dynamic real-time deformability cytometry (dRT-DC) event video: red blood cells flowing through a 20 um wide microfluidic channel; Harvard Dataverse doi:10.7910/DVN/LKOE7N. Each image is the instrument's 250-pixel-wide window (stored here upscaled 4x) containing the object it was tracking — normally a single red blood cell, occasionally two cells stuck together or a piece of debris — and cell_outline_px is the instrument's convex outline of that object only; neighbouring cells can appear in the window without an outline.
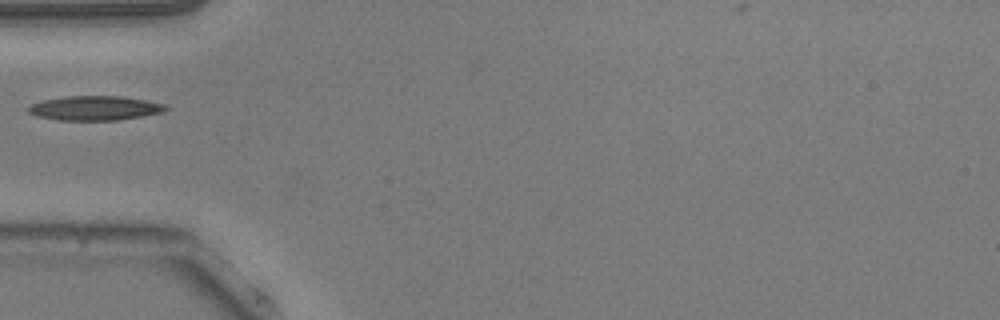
{"species": "common noctule bat (a hibernating species)", "species_latin": "Nyctalus noctula", "temperature_condition": "warm", "stored_images_in_passage": 37, "camera_frame_rate_fps": 3000, "um_per_image_px": 0.085, "animal": {"sex": "male", "body_mass_g": 20.5, "forearm_length_mm": 52.5}, "frame": {"image": 1, "passage_image": 1, "time_ms": 0.0, "image_size_px": [1000, 320], "cell_outline_px": [[172, 108], [160, 112], [144, 116], [120, 120], [56, 120], [36, 116], [28, 112], [24, 108], [32, 104], [44, 100], [64, 96], [120, 96], [168, 104]], "centroid_in_image_um": [8.07, 9.19], "position_along_channel_um": 76.9, "area_um2": 19.77}}
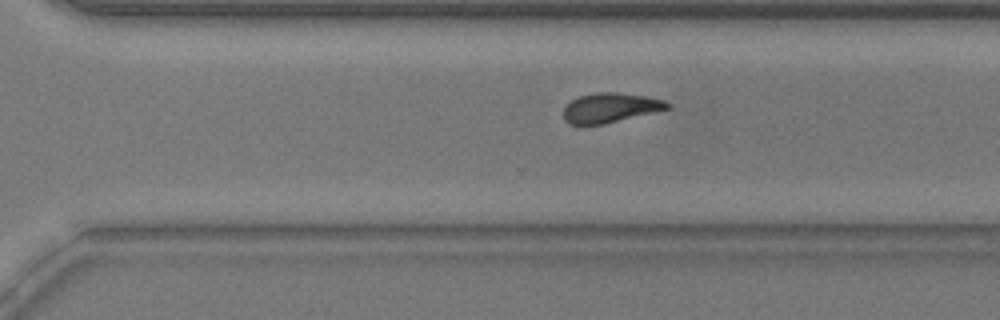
{"frame": {"image": 2, "passage_image": 20, "time_ms": 6.333, "image_size_px": [1000, 320], "cell_outline_px": [[672, 104], [668, 108], [604, 124], [568, 124], [564, 120], [564, 108], [572, 100], [580, 96], [596, 92], [616, 92], [648, 96], [664, 100]], "centroid_in_image_um": [51.87, 9.15], "position_along_channel_um": 318.7, "area_um2": 17.69}}
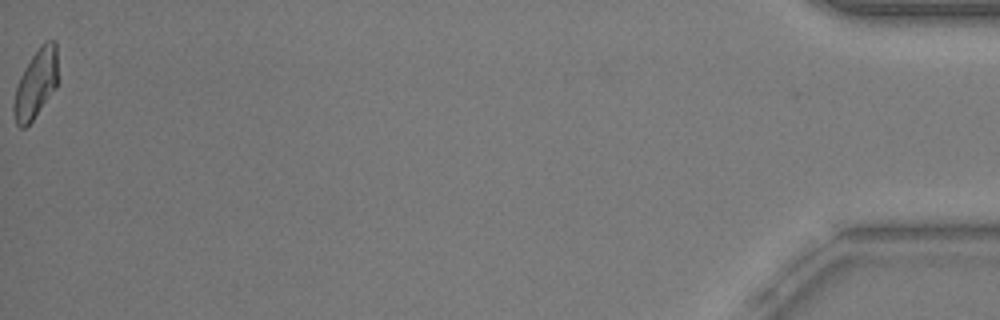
{"frame": {"image": 3, "passage_image": 37, "time_ms": 12.0, "image_size_px": [1000, 320], "cell_outline_px": [[60, 80], [56, 88], [32, 120], [24, 128], [20, 128], [16, 124], [12, 112], [12, 104], [16, 88], [20, 76], [24, 68], [40, 44], [48, 40], [56, 40]], "centroid_in_image_um": [3.08, 7.09], "position_along_channel_um": 432.1, "area_um2": 18.21}}